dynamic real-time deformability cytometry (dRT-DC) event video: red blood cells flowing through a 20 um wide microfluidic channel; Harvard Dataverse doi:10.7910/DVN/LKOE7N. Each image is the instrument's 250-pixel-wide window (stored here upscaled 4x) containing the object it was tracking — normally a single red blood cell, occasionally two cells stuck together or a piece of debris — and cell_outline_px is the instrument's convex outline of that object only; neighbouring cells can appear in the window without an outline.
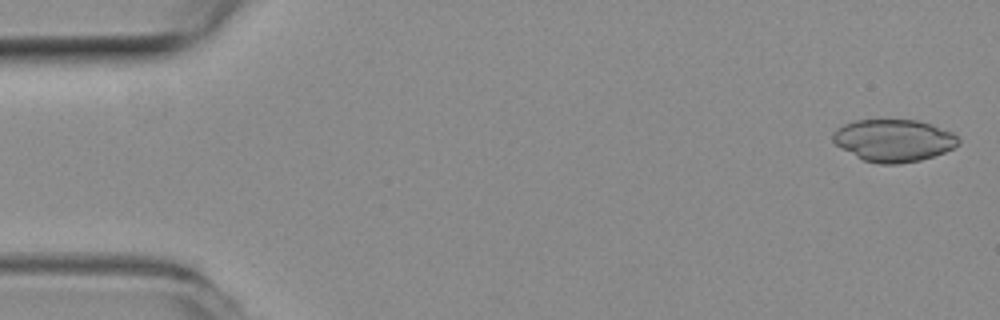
{"species": "common noctule bat (a hibernating species)", "species_latin": "Nyctalus noctula", "temperature_condition": "room temperature", "stored_images_in_passage": 16, "camera_frame_rate_fps": 3000, "um_per_image_px": 0.085, "animal": {"sex": "female", "body_mass_g": 19.3, "forearm_length_mm": 54.1}, "frame": {"image": 1, "passage_image": 1, "time_ms": 0.0, "image_size_px": [1000, 320], "cell_outline_px": [[960, 144], [944, 152], [920, 160], [900, 164], [880, 164], [864, 160], [840, 148], [832, 140], [832, 132], [836, 128], [852, 120], [916, 120], [952, 132], [960, 140]], "centroid_in_image_um": [75.92, 11.94], "position_along_channel_um": 9.1, "area_um2": 30.81}}